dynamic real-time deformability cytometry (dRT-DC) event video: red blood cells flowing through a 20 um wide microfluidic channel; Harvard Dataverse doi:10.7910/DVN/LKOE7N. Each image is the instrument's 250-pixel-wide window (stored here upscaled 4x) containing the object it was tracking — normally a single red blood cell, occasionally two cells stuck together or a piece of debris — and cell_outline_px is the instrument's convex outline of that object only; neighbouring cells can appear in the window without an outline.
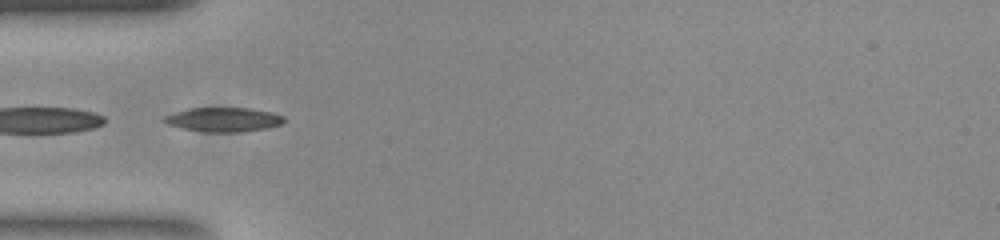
{"species": "common noctule bat (a hibernating species)", "species_latin": "Nyctalus noctula", "temperature_condition": "room temperature", "stored_images_in_passage": 53, "camera_frame_rate_fps": 3000, "um_per_image_px": 0.085, "animal": {"sex": "female", "body_mass_g": 23.0, "forearm_length_mm": 53.4}, "frame": {"image": 1, "passage_image": 17, "time_ms": 5.333, "image_size_px": [1000, 240], "cell_outline_px": [[288, 120], [284, 124], [244, 132], [204, 132], [180, 128], [168, 124], [160, 120], [164, 116], [172, 112], [188, 108], [252, 108], [272, 112], [284, 116]], "centroid_in_image_um": [19.0, 10.16], "position_along_channel_um": 66.0, "area_um2": 17.34}}
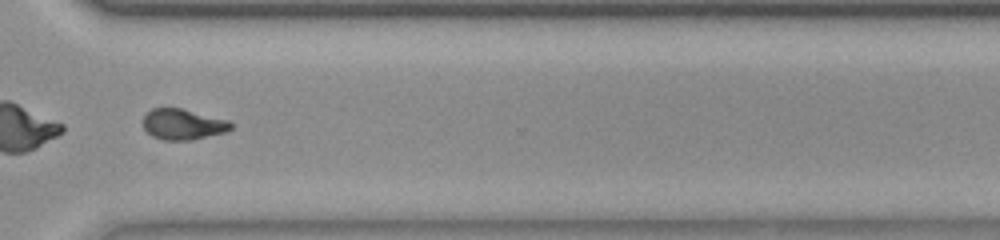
{"frame": {"image": 2, "passage_image": 40, "time_ms": 13.0, "image_size_px": [1000, 240], "cell_outline_px": [[232, 128], [224, 132], [192, 140], [164, 140], [152, 136], [144, 128], [144, 116], [152, 108], [180, 108], [228, 120], [232, 124]], "centroid_in_image_um": [15.54, 10.57], "position_along_channel_um": 355.1, "area_um2": 15.49}, "authors_computed_cell_mechanics": {"area_um2": 16.2996, "velocity_mm_per_s": 3.7728, "shape_relaxation_time_tau1_ms": 9.1471, "shape_relaxation_time_tau2_ms": 3.5162, "deformation_change_tau1": 0.2482, "deformation_change_tau2": 0.0845}}